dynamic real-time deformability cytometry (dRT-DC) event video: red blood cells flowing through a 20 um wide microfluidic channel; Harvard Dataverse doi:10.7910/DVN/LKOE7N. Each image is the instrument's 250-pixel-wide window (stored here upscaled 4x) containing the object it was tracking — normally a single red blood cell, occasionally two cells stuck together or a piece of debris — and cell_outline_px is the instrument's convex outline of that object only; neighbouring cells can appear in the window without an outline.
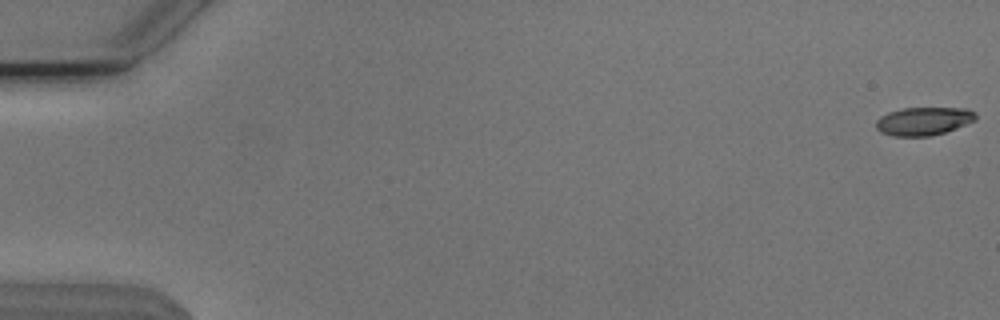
{"species": "Egyptian fruit bat (a non-hibernating species)", "species_latin": "Rousettus aegyptiacus", "temperature_condition": "cold", "stored_images_in_passage": 55, "camera_frame_rate_fps": 3000, "um_per_image_px": 0.085, "animal": {"sex": "male"}, "frame": {"image": 1, "passage_image": 1, "time_ms": 0.0, "image_size_px": [1000, 320], "cell_outline_px": [[976, 120], [956, 128], [944, 132], [928, 136], [892, 136], [880, 132], [876, 128], [876, 120], [880, 116], [888, 112], [900, 108], [968, 108], [976, 112]], "centroid_in_image_um": [78.49, 10.29], "position_along_channel_um": 6.5, "area_um2": 16.47}}
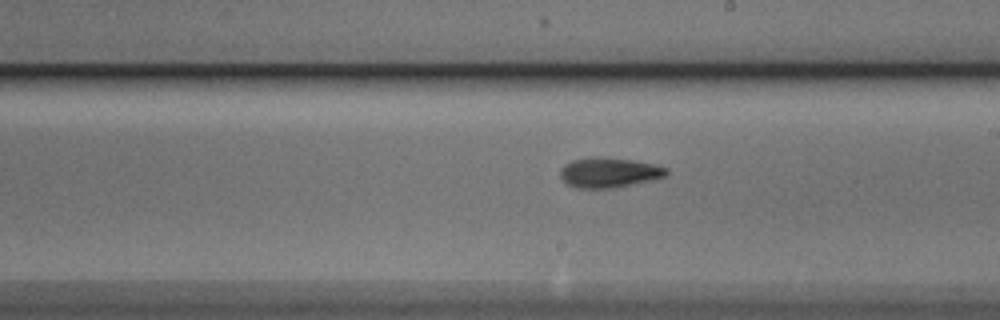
{"frame": {"image": 2, "passage_image": 32, "time_ms": 10.333, "image_size_px": [1000, 320], "cell_outline_px": [[668, 172], [664, 176], [648, 180], [612, 188], [576, 188], [568, 184], [560, 176], [560, 168], [564, 164], [572, 160], [632, 160], [652, 164], [668, 168]], "centroid_in_image_um": [51.74, 14.71], "position_along_channel_um": 237.3, "area_um2": 17.4}}
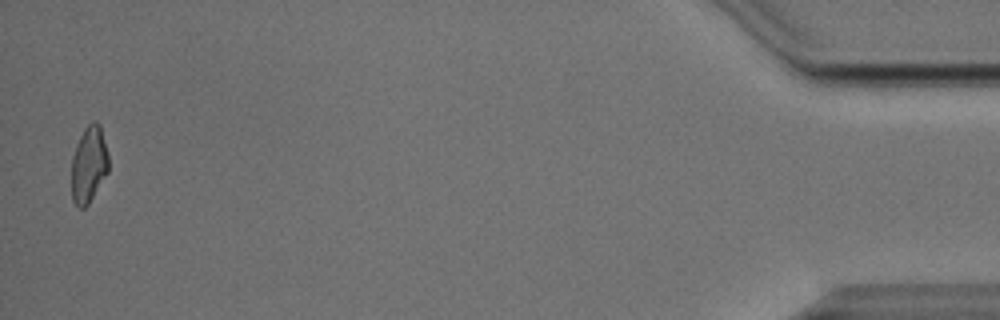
{"frame": {"image": 3, "passage_image": 54, "time_ms": 17.667, "image_size_px": [1000, 320], "cell_outline_px": [[108, 172], [88, 204], [84, 208], [80, 208], [72, 200], [72, 156], [76, 144], [84, 128], [92, 120], [96, 120], [100, 124], [108, 156]], "centroid_in_image_um": [7.54, 13.95], "position_along_channel_um": 427.7, "area_um2": 16.47}}